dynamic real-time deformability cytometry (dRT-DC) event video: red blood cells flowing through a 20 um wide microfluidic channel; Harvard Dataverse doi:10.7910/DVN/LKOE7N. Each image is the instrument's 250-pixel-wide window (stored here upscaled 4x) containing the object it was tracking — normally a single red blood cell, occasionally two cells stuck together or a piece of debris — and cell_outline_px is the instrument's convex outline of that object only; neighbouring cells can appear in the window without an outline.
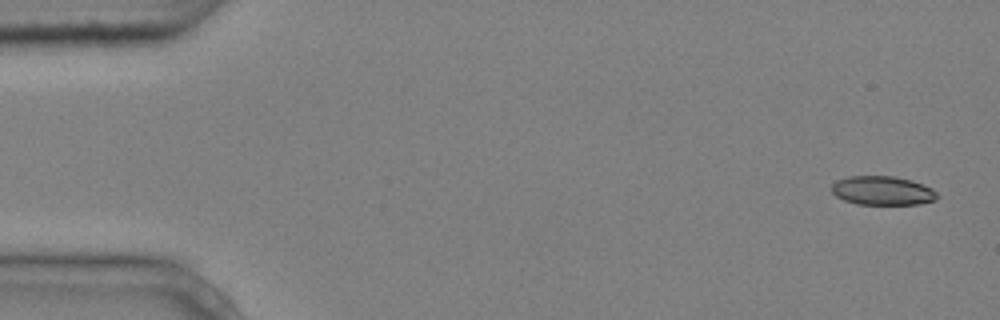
{"species": "common noctule bat (a hibernating species)", "species_latin": "Nyctalus noctula", "temperature_condition": "cold", "stored_images_in_passage": 4, "segment_of_instrument_passage": [2, 2], "camera_frame_rate_fps": 3000, "um_per_image_px": 0.085, "animal": {"sex": "male", "body_mass_g": 20.4}, "frame": {"image": 1, "passage_image": 4, "time_ms": 1.0, "image_size_px": [1000, 320], "cell_outline_px": [[940, 196], [936, 200], [920, 204], [856, 204], [844, 200], [836, 196], [832, 192], [832, 184], [836, 180], [848, 176], [892, 176], [912, 180], [932, 188]], "centroid_in_image_um": [75.02, 16.2], "position_along_channel_um": 10.0, "area_um2": 17.92}}